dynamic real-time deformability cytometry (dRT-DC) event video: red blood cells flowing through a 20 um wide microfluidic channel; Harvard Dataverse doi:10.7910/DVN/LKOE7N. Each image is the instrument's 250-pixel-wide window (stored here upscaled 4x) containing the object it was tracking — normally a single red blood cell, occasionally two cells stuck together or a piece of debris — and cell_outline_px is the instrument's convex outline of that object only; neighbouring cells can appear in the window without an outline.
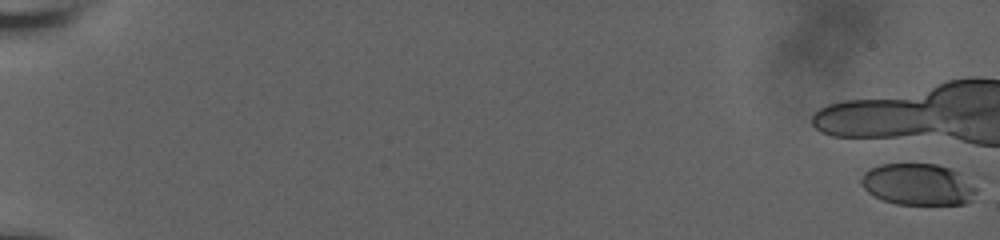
{"species": "human", "species_latin": "Homo sapiens", "temperature_condition": "room temperature", "stored_images_in_passage": 22, "camera_frame_rate_fps": 3000, "um_per_image_px": 0.085, "donor": {"sex": "male"}, "frame": {"image": 1, "passage_image": 1, "time_ms": 0.0, "image_size_px": [1000, 240], "cell_outline_px": [[976, 192], [972, 200], [964, 204], [896, 204], [884, 200], [868, 192], [860, 184], [860, 180], [864, 172], [880, 164], [936, 164], [952, 168], [960, 172], [976, 184]], "centroid_in_image_um": [78.08, 15.67], "position_along_channel_um": 6.9, "area_um2": 28.15}}